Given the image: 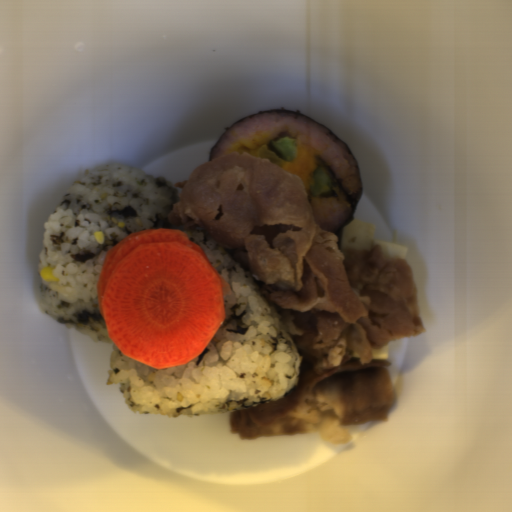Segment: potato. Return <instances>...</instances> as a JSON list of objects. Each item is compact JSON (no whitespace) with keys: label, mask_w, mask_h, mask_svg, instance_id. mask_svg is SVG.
Wrapping results in <instances>:
<instances>
[{"label":"potato","mask_w":512,"mask_h":512,"mask_svg":"<svg viewBox=\"0 0 512 512\" xmlns=\"http://www.w3.org/2000/svg\"><path fill=\"white\" fill-rule=\"evenodd\" d=\"M254 156L269 161L279 167L283 165L284 162L283 159H281L278 155L269 150L268 145L265 144L258 149Z\"/></svg>","instance_id":"1"}]
</instances>
